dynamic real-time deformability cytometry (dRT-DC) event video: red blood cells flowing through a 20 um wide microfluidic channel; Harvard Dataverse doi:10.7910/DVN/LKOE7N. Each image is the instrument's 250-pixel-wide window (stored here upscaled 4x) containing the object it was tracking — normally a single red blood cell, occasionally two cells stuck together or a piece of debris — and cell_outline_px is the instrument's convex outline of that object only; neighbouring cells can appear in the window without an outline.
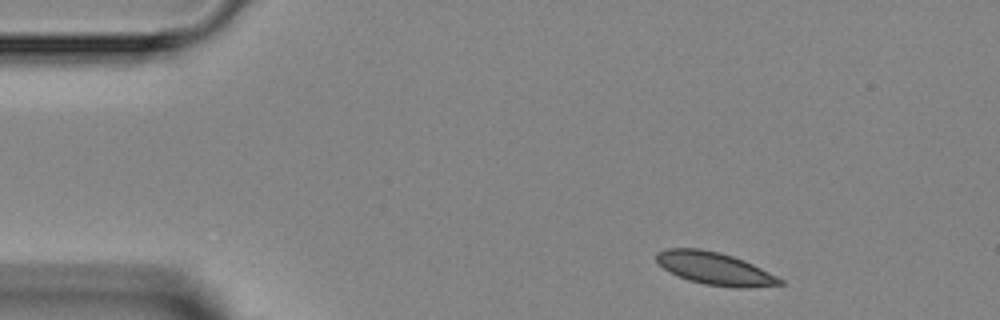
{"species": "Egyptian fruit bat (a non-hibernating species)", "species_latin": "Rousettus aegyptiacus", "temperature_condition": "room temperature", "stored_images_in_passage": 3, "camera_frame_rate_fps": 3000, "um_per_image_px": 0.085, "animal": {"sex": "female"}, "frame": {"image": 1, "passage_image": 1, "time_ms": 0.0, "image_size_px": [1000, 320], "cell_outline_px": [[784, 284], [748, 288], [732, 288], [704, 284], [688, 280], [664, 268], [656, 260], [656, 252], [668, 248], [700, 248], [720, 252], [744, 260], [784, 280]], "centroid_in_image_um": [60.77, 22.82], "position_along_channel_um": 24.2, "area_um2": 23.35}}